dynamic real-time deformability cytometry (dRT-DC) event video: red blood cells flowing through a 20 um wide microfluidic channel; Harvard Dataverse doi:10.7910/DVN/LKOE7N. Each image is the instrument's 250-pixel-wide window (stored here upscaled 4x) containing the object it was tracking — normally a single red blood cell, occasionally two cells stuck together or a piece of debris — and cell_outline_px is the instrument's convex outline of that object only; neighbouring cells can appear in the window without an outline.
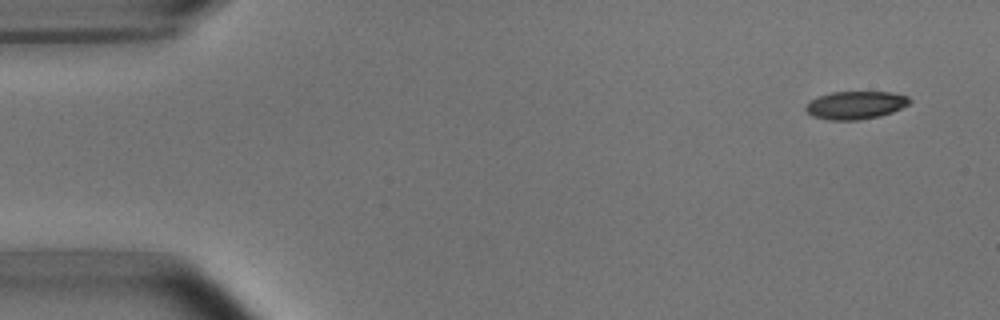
{"species": "common noctule bat (a hibernating species)", "species_latin": "Nyctalus noctula", "temperature_condition": "room temperature", "stored_images_in_passage": 5, "camera_frame_rate_fps": 3000, "um_per_image_px": 0.085, "animal": {"sex": "male", "body_mass_g": 15.6}, "frame": {"image": 1, "passage_image": 1, "time_ms": 0.0, "image_size_px": [1000, 320], "cell_outline_px": [[912, 100], [908, 104], [892, 112], [880, 116], [860, 120], [828, 120], [812, 116], [804, 108], [812, 100], [820, 96], [832, 92], [888, 92], [908, 96]], "centroid_in_image_um": [72.73, 8.94], "position_along_channel_um": 12.3, "area_um2": 16.76}}
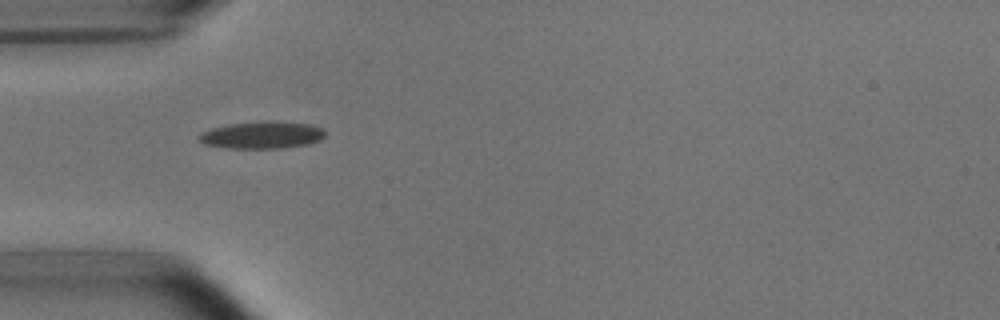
{"frame": {"image": 2, "passage_image": 4, "time_ms": 4.333, "image_size_px": [1000, 320], "cell_outline_px": [[324, 136], [320, 140], [308, 144], [284, 148], [224, 148], [204, 144], [200, 140], [200, 132], [212, 128], [232, 124], [312, 124], [324, 128]], "centroid_in_image_um": [22.27, 11.54], "position_along_channel_um": 62.7, "area_um2": 18.9}}